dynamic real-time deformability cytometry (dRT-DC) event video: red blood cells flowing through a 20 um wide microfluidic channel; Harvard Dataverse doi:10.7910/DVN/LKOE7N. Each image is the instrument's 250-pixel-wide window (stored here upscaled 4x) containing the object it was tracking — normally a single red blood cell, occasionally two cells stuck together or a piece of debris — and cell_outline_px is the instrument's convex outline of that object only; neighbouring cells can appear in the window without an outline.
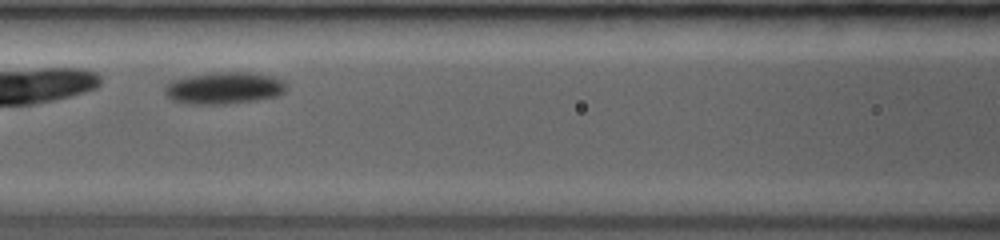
{"species": "common noctule bat (a hibernating species)", "species_latin": "Nyctalus noctula", "temperature_condition": "room temperature", "stored_images_in_passage": 5, "camera_frame_rate_fps": 3500, "um_per_image_px": 0.085, "animal": {"sex": "female", "body_mass_g": 19.0, "forearm_length_mm": 53.3}, "frame": {"image": 1, "passage_image": 4, "time_ms": 2.857, "image_size_px": [1000, 240], "cell_outline_px": [[288, 84], [284, 92], [276, 96], [248, 100], [208, 104], [200, 104], [172, 100], [168, 96], [164, 88], [172, 80], [212, 72], [252, 72], [272, 76]], "centroid_in_image_um": [19.07, 7.45], "position_along_channel_um": 147.5, "area_um2": 21.85}}